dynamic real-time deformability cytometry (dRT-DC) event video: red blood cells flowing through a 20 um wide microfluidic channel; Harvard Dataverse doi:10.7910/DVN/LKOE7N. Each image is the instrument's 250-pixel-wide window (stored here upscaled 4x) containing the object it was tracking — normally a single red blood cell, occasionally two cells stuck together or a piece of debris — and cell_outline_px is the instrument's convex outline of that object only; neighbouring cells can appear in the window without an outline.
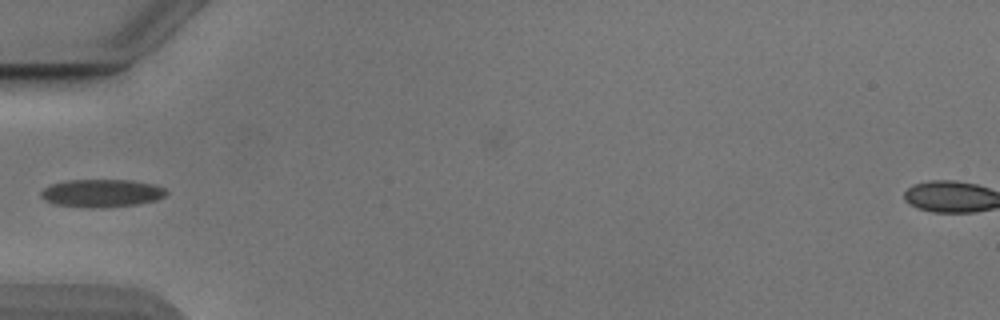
{"species": "Egyptian fruit bat (a non-hibernating species)", "species_latin": "Rousettus aegyptiacus", "temperature_condition": "cold", "stored_images_in_passage": 34, "camera_frame_rate_fps": 3000, "um_per_image_px": 0.085, "animal": {"sex": "male"}, "frame": {"image": 1, "passage_image": 1, "time_ms": 0.0, "image_size_px": [1000, 320], "cell_outline_px": [[168, 192], [164, 196], [156, 200], [140, 204], [108, 208], [80, 208], [52, 204], [44, 200], [40, 196], [40, 192], [44, 188], [52, 184], [68, 180], [132, 180], [156, 184], [164, 188]], "centroid_in_image_um": [8.64, 16.44], "position_along_channel_um": 76.4, "area_um2": 20.87}}
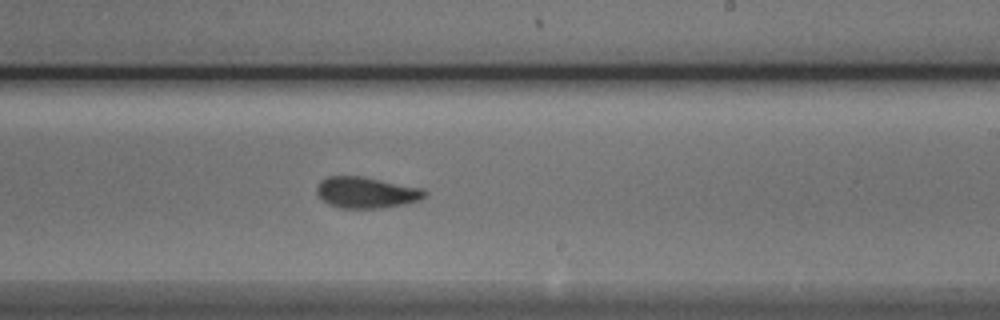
{"frame": {"image": 2, "passage_image": 15, "time_ms": 4.667, "image_size_px": [1000, 320], "cell_outline_px": [[428, 192], [420, 200], [404, 204], [384, 208], [340, 208], [328, 204], [316, 192], [316, 188], [320, 180], [328, 176], [360, 176], [424, 188]], "centroid_in_image_um": [31.15, 16.36], "position_along_channel_um": 257.9, "area_um2": 19.65}}
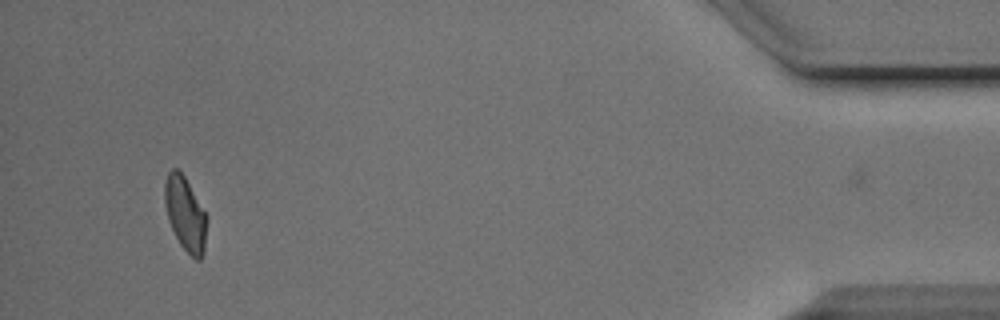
{"frame": {"image": 3, "passage_image": 33, "time_ms": 10.667, "image_size_px": [1000, 320], "cell_outline_px": [[208, 220], [204, 252], [200, 260], [196, 260], [180, 244], [168, 220], [164, 204], [164, 184], [168, 172], [172, 168], [176, 168], [184, 176], [208, 216]], "centroid_in_image_um": [15.76, 18.18], "position_along_channel_um": 419.4, "area_um2": 18.26}}